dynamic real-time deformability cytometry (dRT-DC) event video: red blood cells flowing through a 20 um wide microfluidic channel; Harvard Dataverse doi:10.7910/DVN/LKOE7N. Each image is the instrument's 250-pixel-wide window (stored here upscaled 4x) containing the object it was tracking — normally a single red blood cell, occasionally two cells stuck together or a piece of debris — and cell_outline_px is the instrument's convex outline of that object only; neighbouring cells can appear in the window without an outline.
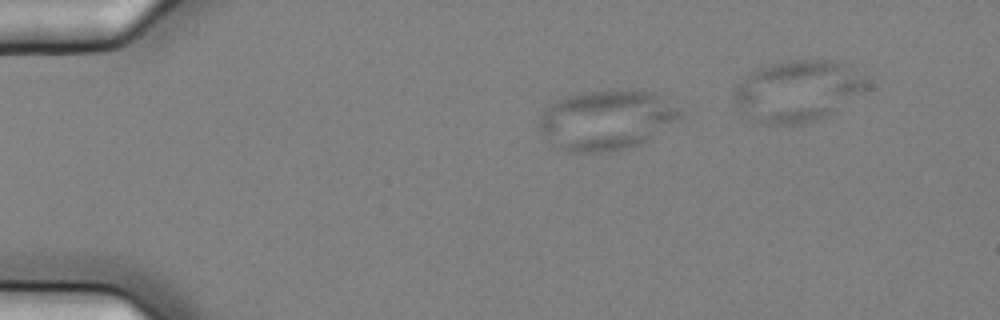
{"species": "common noctule bat (a hibernating species)", "species_latin": "Nyctalus noctula", "temperature_condition": "cold", "stored_images_in_passage": 5, "camera_frame_rate_fps": 3000, "um_per_image_px": 0.085, "animal": {"sex": "female", "body_mass_g": 25.1}, "frame": {"image": 1, "passage_image": 2, "time_ms": 0.333, "image_size_px": [1000, 320], "cell_outline_px": [[680, 116], [640, 144], [628, 148], [612, 152], [568, 152], [556, 148], [536, 128], [536, 124], [540, 116], [548, 104], [560, 96], [584, 92], [632, 88], [652, 92], [680, 108]], "centroid_in_image_um": [51.43, 10.18], "position_along_channel_um": 33.6, "area_um2": 49.59}}